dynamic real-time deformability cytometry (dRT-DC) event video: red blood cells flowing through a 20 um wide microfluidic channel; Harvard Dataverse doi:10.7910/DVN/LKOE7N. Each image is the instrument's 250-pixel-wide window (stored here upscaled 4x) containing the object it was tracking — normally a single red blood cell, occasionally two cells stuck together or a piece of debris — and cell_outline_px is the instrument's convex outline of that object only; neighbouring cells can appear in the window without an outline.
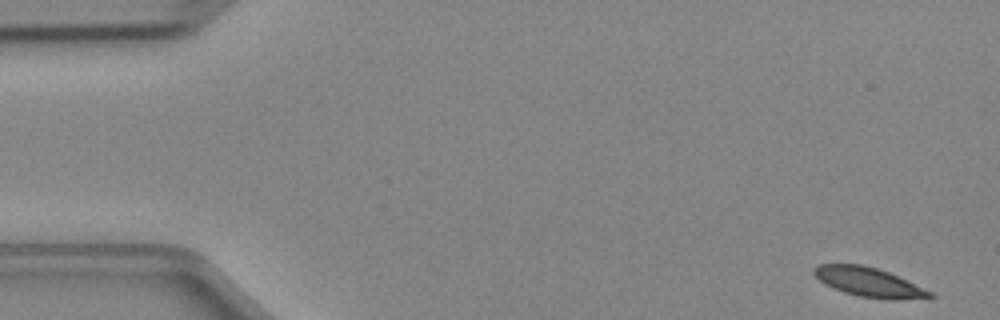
{"species": "Egyptian fruit bat (a non-hibernating species)", "species_latin": "Rousettus aegyptiacus", "temperature_condition": "cold", "stored_images_in_passage": 47, "camera_frame_rate_fps": 3000, "um_per_image_px": 0.085, "animal": {"sex": "female"}, "frame": {"image": 1, "passage_image": 1, "time_ms": 0.0, "image_size_px": [1000, 320], "cell_outline_px": [[936, 296], [892, 300], [888, 300], [860, 296], [844, 292], [832, 288], [824, 284], [812, 272], [812, 268], [820, 264], [864, 264], [888, 272], [932, 292]], "centroid_in_image_um": [73.79, 23.97], "position_along_channel_um": 11.2, "area_um2": 19.54}}
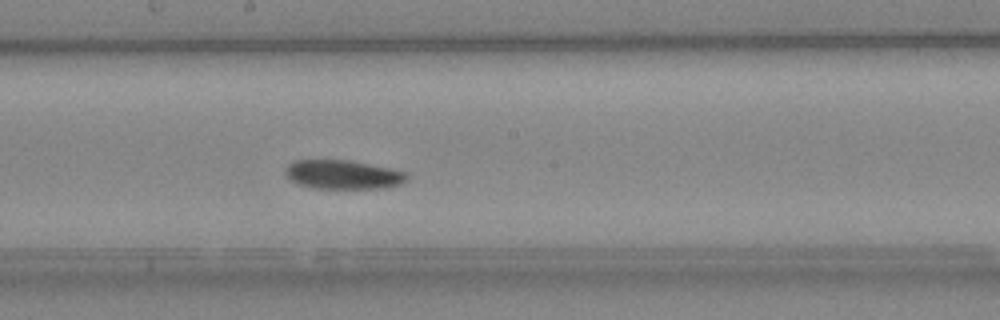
{"frame": {"image": 2, "passage_image": 25, "time_ms": 8.0, "image_size_px": [1000, 320], "cell_outline_px": [[408, 180], [400, 184], [388, 188], [312, 188], [300, 184], [292, 180], [284, 172], [284, 168], [292, 160], [348, 160], [392, 168], [408, 172]], "centroid_in_image_um": [29.19, 14.83], "position_along_channel_um": 219.0, "area_um2": 20.69}}
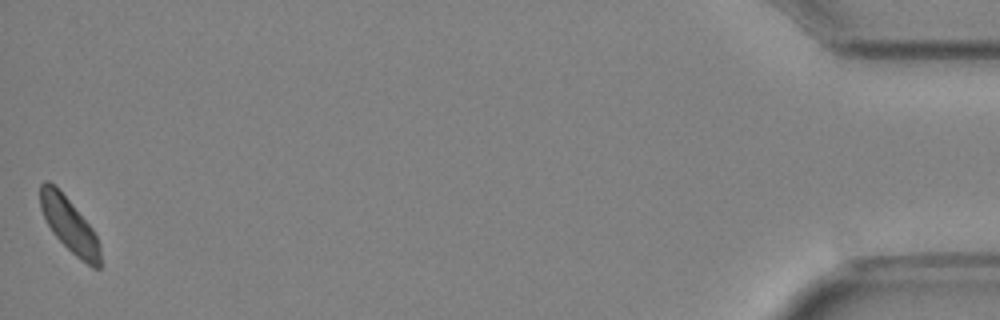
{"frame": {"image": 3, "passage_image": 47, "time_ms": 15.333, "image_size_px": [1000, 320], "cell_outline_px": [[100, 268], [92, 268], [76, 256], [52, 232], [40, 208], [40, 184], [44, 180], [48, 180], [56, 184], [92, 228], [100, 244]], "centroid_in_image_um": [5.88, 19.08], "position_along_channel_um": 429.3, "area_um2": 18.96}}